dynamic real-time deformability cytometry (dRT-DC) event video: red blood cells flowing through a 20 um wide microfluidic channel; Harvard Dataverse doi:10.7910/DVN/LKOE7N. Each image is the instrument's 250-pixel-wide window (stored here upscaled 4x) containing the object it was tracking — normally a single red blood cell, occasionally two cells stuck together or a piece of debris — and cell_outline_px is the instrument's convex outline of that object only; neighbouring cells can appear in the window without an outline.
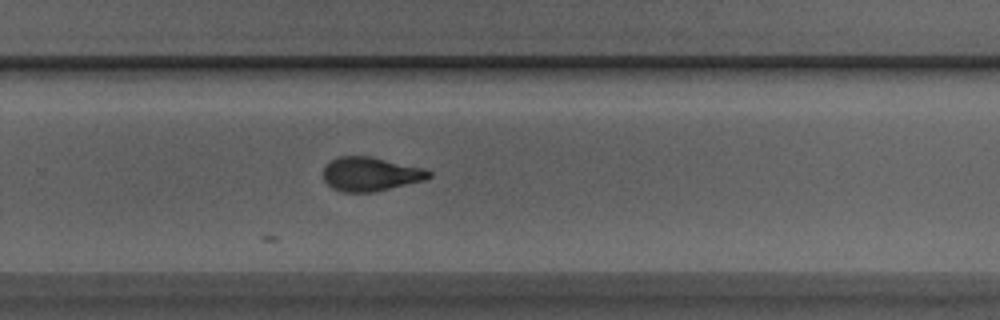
{"species": "Egyptian fruit bat (a non-hibernating species)", "species_latin": "Rousettus aegyptiacus", "temperature_condition": "room temperature", "stored_images_in_passage": 10, "camera_frame_rate_fps": 3000, "um_per_image_px": 0.085, "animal": {"sex": "male"}, "frame": {"image": 1, "passage_image": 10, "time_ms": 3.0, "image_size_px": [1000, 320], "cell_outline_px": [[432, 176], [424, 180], [372, 192], [344, 192], [332, 188], [324, 180], [324, 164], [336, 156], [372, 156], [424, 168], [432, 172]], "centroid_in_image_um": [31.47, 14.77], "position_along_channel_um": 298.3, "area_um2": 20.98}}